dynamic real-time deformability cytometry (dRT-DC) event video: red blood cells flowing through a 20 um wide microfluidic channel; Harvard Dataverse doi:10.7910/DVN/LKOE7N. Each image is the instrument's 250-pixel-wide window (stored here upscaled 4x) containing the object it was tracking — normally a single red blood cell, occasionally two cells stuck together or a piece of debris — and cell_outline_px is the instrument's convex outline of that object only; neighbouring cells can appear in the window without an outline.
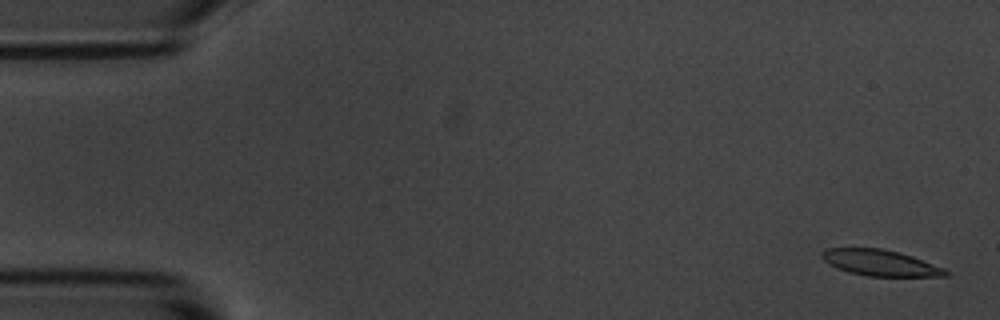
{"species": "common noctule bat (a hibernating species)", "species_latin": "Nyctalus noctula", "temperature_condition": "room temperature", "stored_images_in_passage": 6, "camera_frame_rate_fps": 3000, "um_per_image_px": 0.085, "animal": {"sex": "male", "body_mass_g": 20.1, "forearm_length_mm": 53.5}, "frame": {"image": 1, "passage_image": 1, "time_ms": 0.0, "image_size_px": [1000, 320], "cell_outline_px": [[948, 276], [868, 276], [848, 272], [836, 268], [828, 264], [820, 256], [820, 252], [828, 248], [884, 248], [900, 252], [912, 256], [944, 268], [948, 272]], "centroid_in_image_um": [74.78, 22.33], "position_along_channel_um": 10.2, "area_um2": 18.84}}